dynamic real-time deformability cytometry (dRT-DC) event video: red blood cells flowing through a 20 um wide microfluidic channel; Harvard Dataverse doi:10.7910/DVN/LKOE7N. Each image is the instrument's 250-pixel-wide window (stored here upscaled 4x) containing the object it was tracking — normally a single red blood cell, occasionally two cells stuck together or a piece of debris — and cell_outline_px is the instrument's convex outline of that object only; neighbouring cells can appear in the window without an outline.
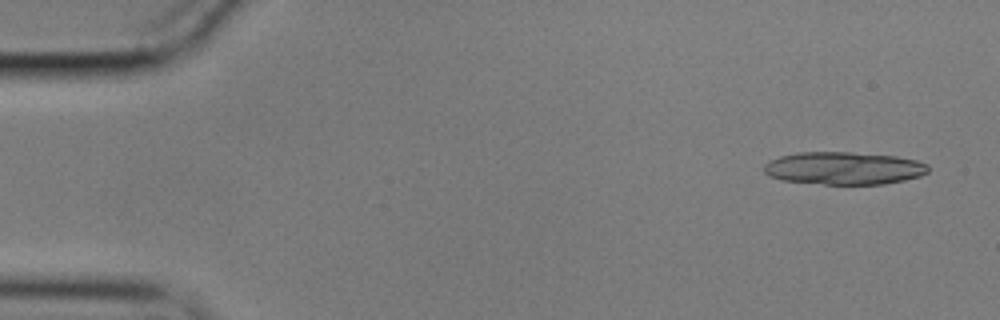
{"species": "common noctule bat (a hibernating species)", "species_latin": "Nyctalus noctula", "temperature_condition": "cold", "stored_images_in_passage": 19, "camera_frame_rate_fps": 3000, "um_per_image_px": 0.085, "animal": {"sex": "male", "body_mass_g": 17.9}, "frame": {"image": 1, "passage_image": 3, "time_ms": 0.667, "image_size_px": [1000, 320], "cell_outline_px": [[928, 172], [920, 176], [904, 180], [884, 184], [824, 184], [780, 180], [768, 176], [764, 172], [764, 164], [780, 156], [796, 152], [852, 152], [896, 156], [916, 160], [928, 164]], "centroid_in_image_um": [71.72, 14.29], "position_along_channel_um": 13.3, "area_um2": 31.39}}
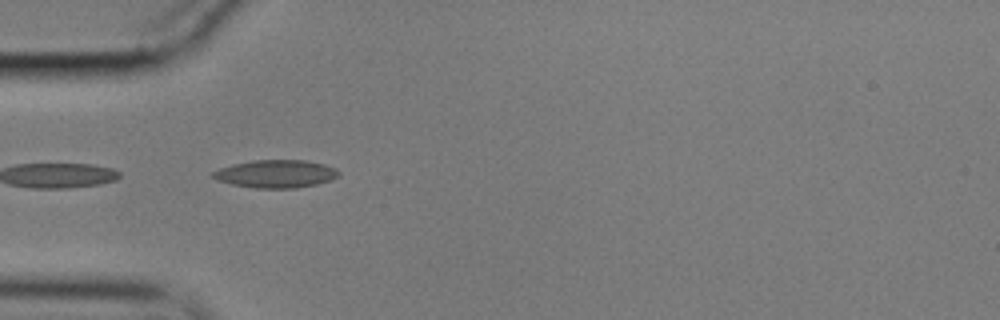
{"frame": {"image": 2, "passage_image": 17, "time_ms": 5.333, "image_size_px": [1000, 320], "cell_outline_px": [[340, 176], [332, 180], [316, 184], [296, 188], [256, 188], [232, 184], [216, 180], [212, 176], [212, 172], [220, 168], [232, 164], [252, 160], [304, 160], [324, 164], [336, 168], [340, 172]], "centroid_in_image_um": [23.47, 14.77], "position_along_channel_um": 61.5, "area_um2": 20.52}}